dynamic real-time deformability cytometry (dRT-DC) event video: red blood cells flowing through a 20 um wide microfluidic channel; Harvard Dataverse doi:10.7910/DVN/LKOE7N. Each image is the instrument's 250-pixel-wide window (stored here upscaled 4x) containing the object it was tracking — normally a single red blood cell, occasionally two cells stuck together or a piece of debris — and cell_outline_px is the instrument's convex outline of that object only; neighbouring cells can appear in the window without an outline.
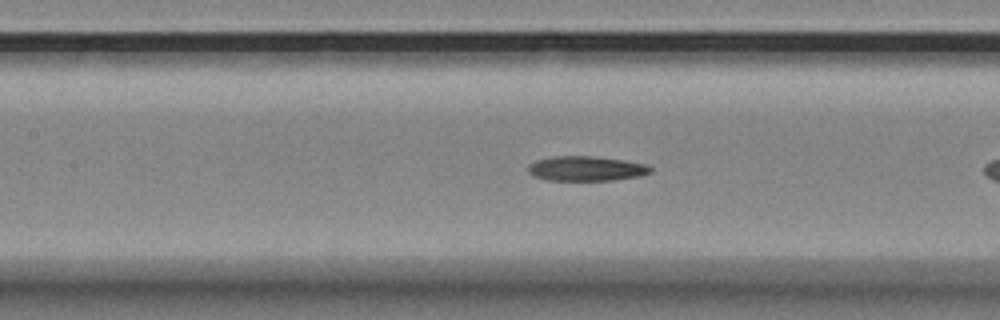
{"species": "Egyptian fruit bat (a non-hibernating species)", "species_latin": "Rousettus aegyptiacus", "temperature_condition": "room temperature", "stored_images_in_passage": 56, "camera_frame_rate_fps": 3000, "um_per_image_px": 0.085, "animal": {"sex": "female"}, "frame": {"image": 1, "passage_image": 23, "time_ms": 7.333, "image_size_px": [1000, 320], "cell_outline_px": [[652, 172], [640, 176], [612, 180], [548, 180], [532, 176], [528, 172], [528, 164], [536, 160], [556, 156], [600, 156], [648, 164], [652, 168]], "centroid_in_image_um": [49.84, 14.32], "position_along_channel_um": 157.6, "area_um2": 17.86}}
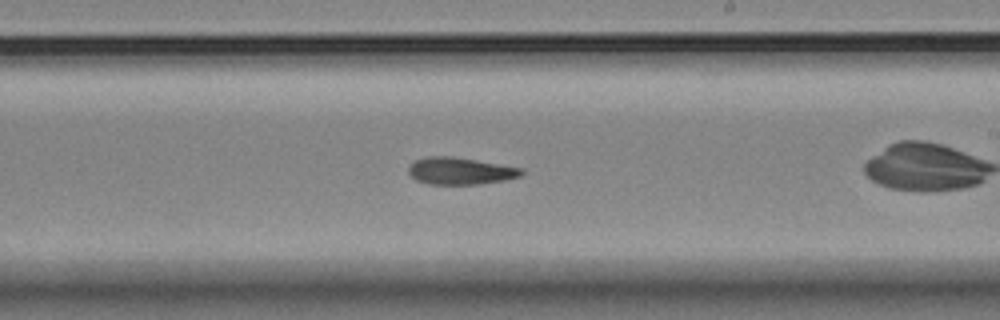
{"frame": {"image": 2, "passage_image": 31, "time_ms": 10.0, "image_size_px": [1000, 320], "cell_outline_px": [[524, 176], [504, 180], [480, 184], [428, 184], [416, 180], [408, 172], [408, 164], [412, 160], [428, 156], [452, 156], [524, 168]], "centroid_in_image_um": [39.12, 14.52], "position_along_channel_um": 249.9, "area_um2": 18.09}}
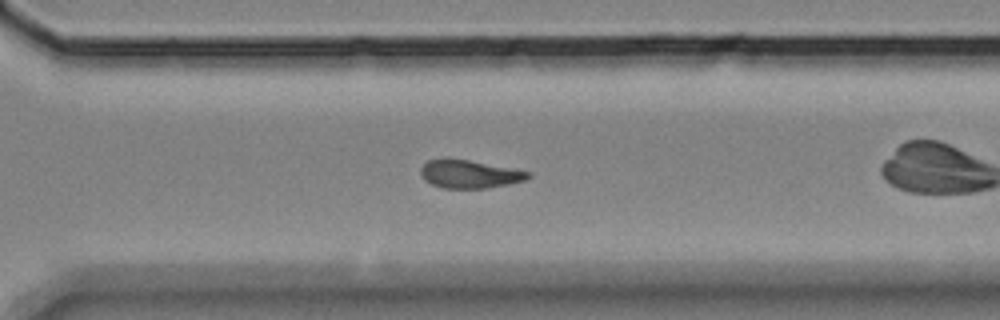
{"frame": {"image": 3, "passage_image": 38, "time_ms": 12.333, "image_size_px": [1000, 320], "cell_outline_px": [[532, 176], [524, 180], [508, 184], [488, 188], [444, 188], [432, 184], [424, 180], [420, 176], [420, 168], [428, 160], [468, 160], [532, 172]], "centroid_in_image_um": [39.92, 14.82], "position_along_channel_um": 330.7, "area_um2": 17.28}, "authors_computed_cell_mechanics": {"area_um2": 18.1492, "velocity_mm_per_s": 3.4693, "shape_relaxation_time_tau1_ms": null, "shape_relaxation_time_tau2_ms": 4.5726, "deformation_change_tau1": null, "deformation_change_tau2": 0.1156}}